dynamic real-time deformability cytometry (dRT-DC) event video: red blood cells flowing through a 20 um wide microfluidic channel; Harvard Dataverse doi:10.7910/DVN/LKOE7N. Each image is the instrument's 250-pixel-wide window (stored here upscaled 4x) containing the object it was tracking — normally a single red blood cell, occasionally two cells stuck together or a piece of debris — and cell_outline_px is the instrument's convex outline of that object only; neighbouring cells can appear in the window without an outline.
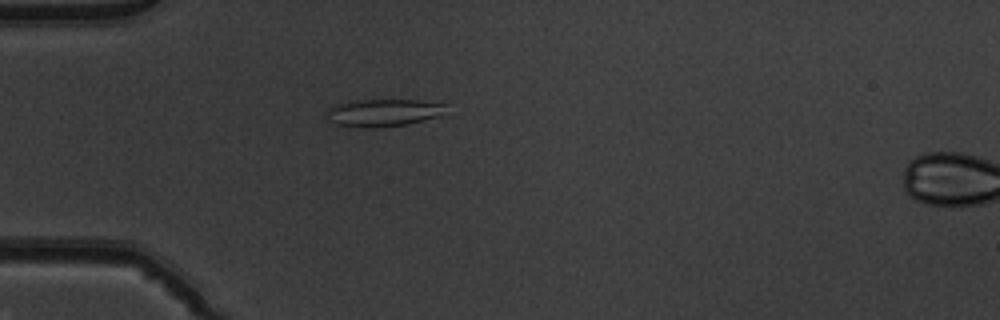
{"species": "common noctule bat (a hibernating species)", "species_latin": "Nyctalus noctula", "temperature_condition": "warm", "stored_images_in_passage": 6, "camera_frame_rate_fps": 3000, "um_per_image_px": 0.085, "animal": {"sex": "male", "body_mass_g": 19.5, "forearm_length_mm": 54.6}, "frame": {"image": 1, "passage_image": 4, "time_ms": 1.0, "image_size_px": [1000, 320], "cell_outline_px": [[444, 104], [440, 116], [408, 124], [372, 128], [364, 128], [336, 124], [324, 120], [324, 112], [328, 108], [336, 104], [360, 100], [420, 100]], "centroid_in_image_um": [32.46, 9.59], "position_along_channel_um": 52.5, "area_um2": 19.13}}